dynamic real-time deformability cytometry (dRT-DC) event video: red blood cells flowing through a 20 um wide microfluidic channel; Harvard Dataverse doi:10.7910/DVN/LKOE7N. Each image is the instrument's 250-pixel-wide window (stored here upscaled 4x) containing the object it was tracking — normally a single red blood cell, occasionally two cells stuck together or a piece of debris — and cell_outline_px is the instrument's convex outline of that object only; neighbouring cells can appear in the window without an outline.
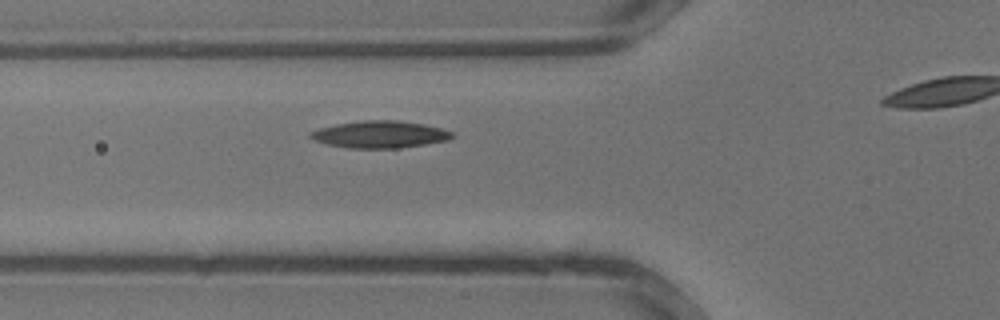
{"species": "common noctule bat (a hibernating species)", "species_latin": "Nyctalus noctula", "temperature_condition": "warm", "stored_images_in_passage": 24, "camera_frame_rate_fps": 3000, "um_per_image_px": 0.085, "animal": {"sex": "male", "body_mass_g": 13.3}, "frame": {"image": 1, "passage_image": 8, "time_ms": 2.333, "image_size_px": [1000, 320], "cell_outline_px": [[456, 136], [448, 140], [400, 148], [348, 148], [328, 144], [316, 140], [308, 136], [308, 132], [320, 128], [336, 124], [360, 120], [396, 120], [424, 124], [440, 128], [452, 132]], "centroid_in_image_um": [32.29, 11.42], "position_along_channel_um": 93.5, "area_um2": 22.31}}
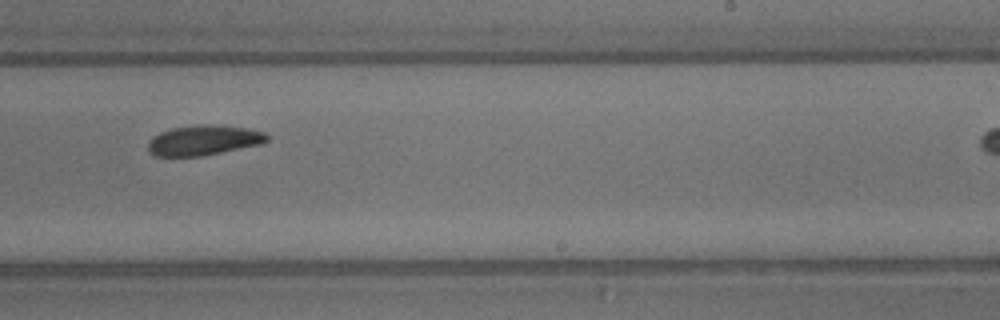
{"frame": {"image": 2, "passage_image": 17, "time_ms": 5.333, "image_size_px": [1000, 320], "cell_outline_px": [[268, 140], [264, 144], [200, 156], [156, 156], [148, 152], [148, 144], [160, 132], [172, 128], [212, 124], [248, 128], [264, 132], [268, 136]], "centroid_in_image_um": [17.37, 11.93], "position_along_channel_um": 271.6, "area_um2": 20.63}}
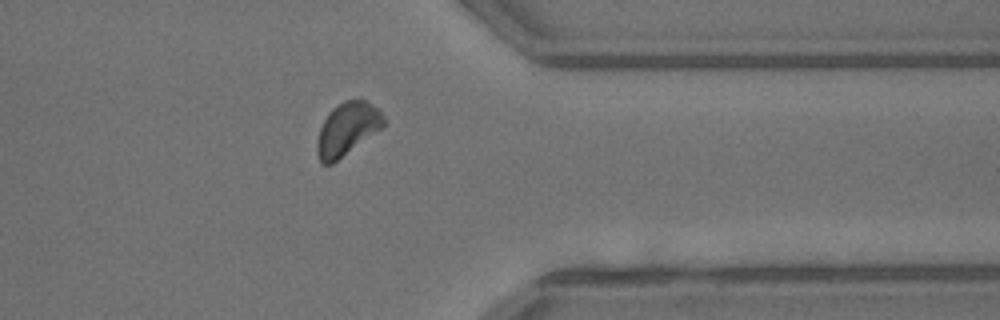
{"frame": {"image": 3, "passage_image": 23, "time_ms": 7.333, "image_size_px": [1000, 320], "cell_outline_px": [[388, 120], [380, 128], [332, 164], [320, 164], [316, 152], [316, 144], [320, 128], [328, 112], [332, 108], [344, 100], [364, 100], [376, 108]], "centroid_in_image_um": [29.47, 10.97], "position_along_channel_um": 381.9, "area_um2": 20.17}}